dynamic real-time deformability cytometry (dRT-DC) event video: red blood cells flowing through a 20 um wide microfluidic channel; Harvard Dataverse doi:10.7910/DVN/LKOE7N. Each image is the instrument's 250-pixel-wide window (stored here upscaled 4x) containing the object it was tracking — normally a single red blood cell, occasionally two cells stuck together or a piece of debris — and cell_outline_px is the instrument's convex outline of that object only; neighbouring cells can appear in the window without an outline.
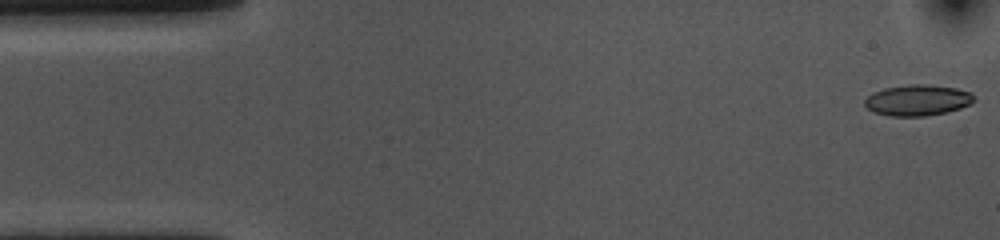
{"species": "common noctule bat (a hibernating species)", "species_latin": "Nyctalus noctula", "temperature_condition": "cold", "stored_images_in_passage": 55, "camera_frame_rate_fps": 3000, "um_per_image_px": 0.085, "animal": {"sex": "female", "body_mass_g": 10.0, "forearm_length_mm": 53.1}, "frame": {"image": 1, "passage_image": 1, "time_ms": 0.0, "image_size_px": [1000, 240], "cell_outline_px": [[972, 100], [968, 104], [960, 108], [944, 112], [924, 116], [888, 116], [876, 112], [868, 108], [864, 104], [864, 100], [872, 92], [884, 88], [908, 84], [924, 84], [956, 88], [972, 92]], "centroid_in_image_um": [77.94, 8.5], "position_along_channel_um": 7.1, "area_um2": 19.48}}
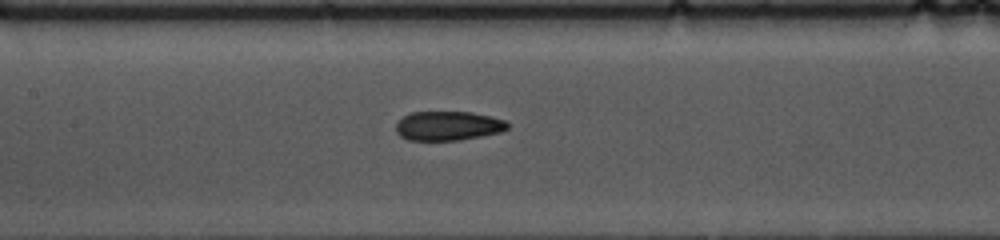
{"frame": {"image": 2, "passage_image": 24, "time_ms": 7.667, "image_size_px": [1000, 240], "cell_outline_px": [[508, 128], [500, 132], [460, 140], [408, 140], [400, 136], [396, 132], [396, 124], [404, 116], [412, 112], [472, 112], [504, 120], [508, 124]], "centroid_in_image_um": [38.06, 10.7], "position_along_channel_um": 169.3, "area_um2": 18.84}}
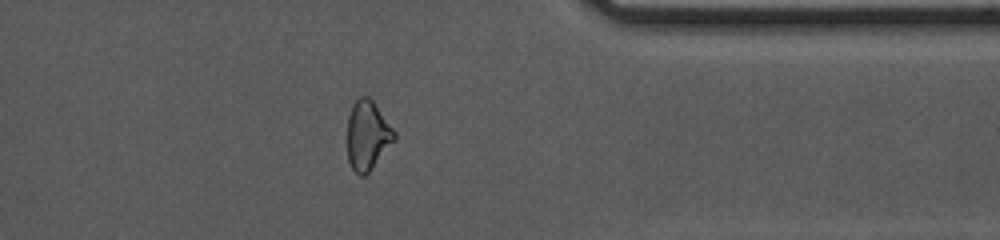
{"frame": {"image": 3, "passage_image": 43, "time_ms": 14.0, "image_size_px": [1000, 240], "cell_outline_px": [[396, 140], [368, 172], [364, 176], [360, 176], [352, 168], [348, 160], [348, 116], [352, 104], [360, 96], [368, 96], [372, 100], [396, 132]], "centroid_in_image_um": [31.25, 11.49], "position_along_channel_um": 380.2, "area_um2": 18.9}, "authors_computed_cell_mechanics": {"area_um2": 20.0566, "velocity_mm_per_s": 3.5691, "shape_relaxation_time_tau1_ms": 5.5703, "shape_relaxation_time_tau2_ms": 3.8964, "deformation_change_tau1": 0.1252, "deformation_change_tau2": 0.0894}}